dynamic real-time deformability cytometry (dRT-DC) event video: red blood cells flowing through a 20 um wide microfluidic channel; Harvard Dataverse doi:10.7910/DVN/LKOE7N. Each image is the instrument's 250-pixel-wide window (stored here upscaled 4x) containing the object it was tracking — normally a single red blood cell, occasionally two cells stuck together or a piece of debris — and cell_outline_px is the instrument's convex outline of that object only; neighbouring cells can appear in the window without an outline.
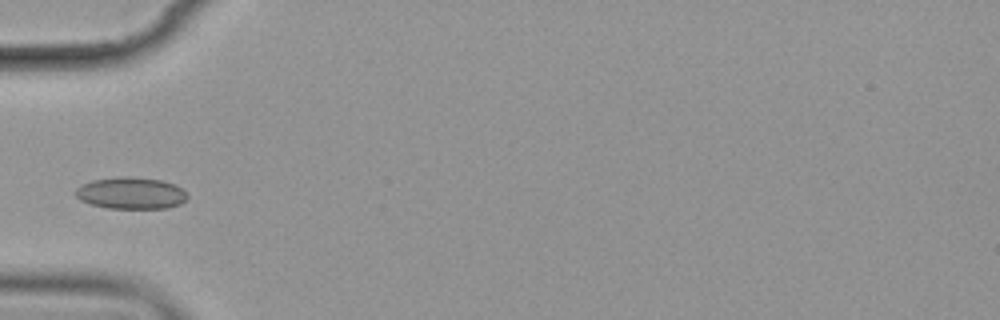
{"species": "common noctule bat (a hibernating species)", "species_latin": "Nyctalus noctula", "temperature_condition": "cold", "stored_images_in_passage": 6, "camera_frame_rate_fps": 3000, "um_per_image_px": 0.085, "animal": {"sex": "female", "body_mass_g": 19.9}, "frame": {"image": 1, "passage_image": 4, "time_ms": 3.333, "image_size_px": [1000, 320], "cell_outline_px": [[188, 196], [180, 204], [168, 208], [108, 208], [92, 204], [80, 200], [76, 196], [76, 188], [92, 180], [124, 176], [164, 180], [176, 184]], "centroid_in_image_um": [11.15, 16.41], "position_along_channel_um": 73.9, "area_um2": 20.52}}
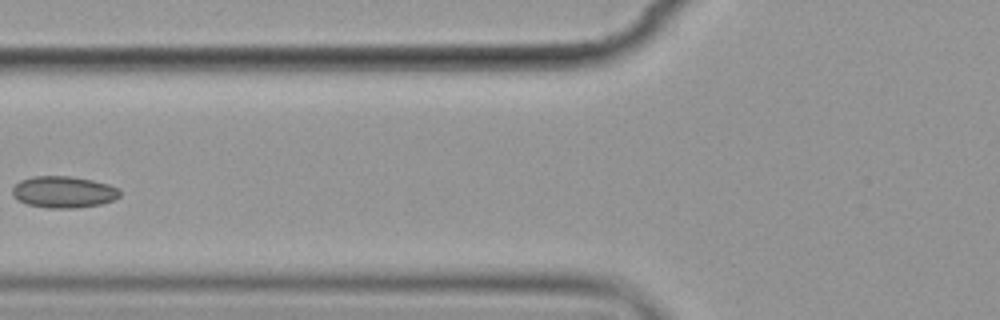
{"frame": {"image": 2, "passage_image": 5, "time_ms": 4.667, "image_size_px": [1000, 320], "cell_outline_px": [[120, 196], [112, 200], [100, 204], [76, 208], [48, 208], [28, 204], [16, 200], [12, 196], [12, 188], [20, 180], [32, 176], [72, 176], [92, 180], [108, 184], [120, 188]], "centroid_in_image_um": [5.38, 16.31], "position_along_channel_um": 120.4, "area_um2": 19.94}}
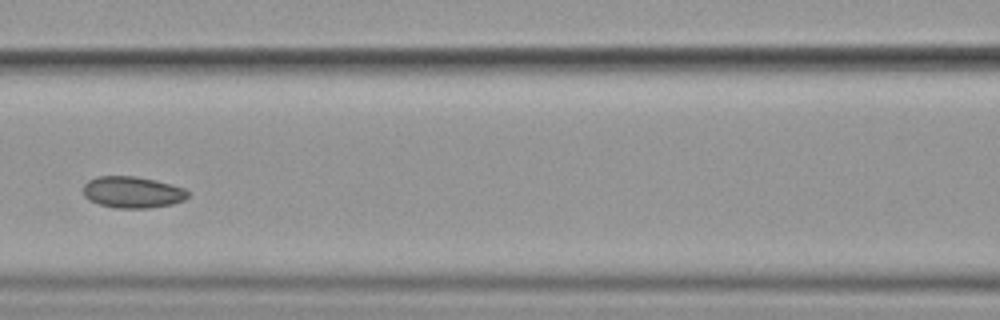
{"frame": {"image": 3, "passage_image": 6, "time_ms": 5.667, "image_size_px": [1000, 320], "cell_outline_px": [[188, 196], [184, 200], [172, 204], [148, 208], [112, 208], [88, 200], [84, 196], [84, 184], [88, 180], [96, 176], [136, 176], [156, 180], [172, 184], [184, 188], [188, 192]], "centroid_in_image_um": [11.25, 16.33], "position_along_channel_um": 155.4, "area_um2": 19.36}}